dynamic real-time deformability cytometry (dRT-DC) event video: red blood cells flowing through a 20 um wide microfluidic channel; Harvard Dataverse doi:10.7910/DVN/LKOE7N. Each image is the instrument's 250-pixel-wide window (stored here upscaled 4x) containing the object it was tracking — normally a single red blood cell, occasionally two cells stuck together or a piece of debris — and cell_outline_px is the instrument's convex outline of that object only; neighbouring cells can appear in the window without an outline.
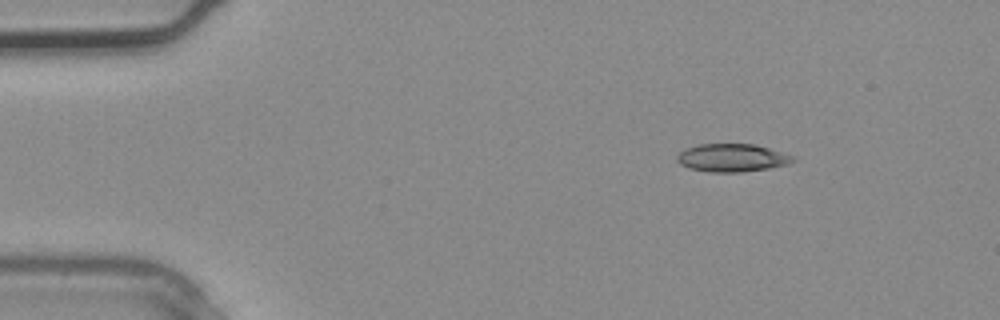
{"species": "common noctule bat (a hibernating species)", "species_latin": "Nyctalus noctula", "temperature_condition": "warm", "stored_images_in_passage": 4, "camera_frame_rate_fps": 3000, "um_per_image_px": 0.085, "animal": {"sex": "male", "body_mass_g": 20.4}, "frame": {"image": 1, "passage_image": 2, "time_ms": 0.333, "image_size_px": [1000, 320], "cell_outline_px": [[796, 160], [788, 164], [768, 168], [740, 172], [712, 172], [688, 168], [680, 164], [676, 160], [676, 156], [684, 148], [700, 144], [756, 144], [796, 156]], "centroid_in_image_um": [62.23, 13.4], "position_along_channel_um": 22.8, "area_um2": 19.02}}